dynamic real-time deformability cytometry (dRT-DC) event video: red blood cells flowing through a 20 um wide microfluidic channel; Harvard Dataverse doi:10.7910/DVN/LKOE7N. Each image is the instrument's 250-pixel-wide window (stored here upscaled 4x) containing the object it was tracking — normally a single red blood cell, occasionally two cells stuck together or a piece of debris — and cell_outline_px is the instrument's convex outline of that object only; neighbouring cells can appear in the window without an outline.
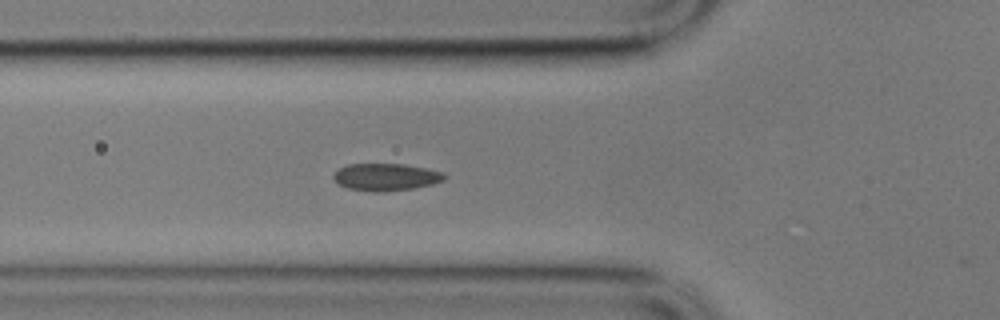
{"species": "common noctule bat (a hibernating species)", "species_latin": "Nyctalus noctula", "temperature_condition": "cold", "stored_images_in_passage": 3, "camera_frame_rate_fps": 3000, "um_per_image_px": 0.085, "animal": {"sex": "male", "body_mass_g": 17.9}, "frame": {"image": 1, "passage_image": 3, "time_ms": 0.667, "image_size_px": [1000, 320], "cell_outline_px": [[448, 176], [444, 180], [432, 184], [412, 188], [380, 192], [372, 192], [348, 188], [340, 184], [332, 176], [340, 168], [348, 164], [404, 164], [428, 168], [444, 172]], "centroid_in_image_um": [32.85, 15.04], "position_along_channel_um": 92.9, "area_um2": 17.57}}